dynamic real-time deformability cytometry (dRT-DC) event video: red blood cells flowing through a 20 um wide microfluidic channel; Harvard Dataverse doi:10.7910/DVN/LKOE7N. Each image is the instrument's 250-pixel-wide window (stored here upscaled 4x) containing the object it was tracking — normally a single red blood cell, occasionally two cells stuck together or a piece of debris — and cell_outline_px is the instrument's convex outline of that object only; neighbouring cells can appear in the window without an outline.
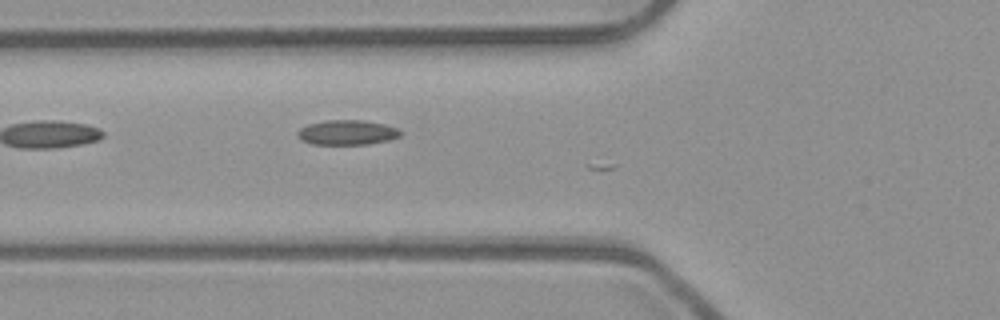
{"species": "common noctule bat (a hibernating species)", "species_latin": "Nyctalus noctula", "temperature_condition": "room temperature", "stored_images_in_passage": 5, "camera_frame_rate_fps": 3000, "um_per_image_px": 0.085, "animal": {"sex": "male", "body_mass_g": 23.1, "forearm_length_mm": 52.7}, "frame": {"image": 1, "passage_image": 2, "time_ms": 0.333, "image_size_px": [1000, 320], "cell_outline_px": [[400, 136], [388, 140], [368, 144], [312, 144], [300, 140], [296, 132], [300, 128], [308, 124], [328, 120], [364, 120], [384, 124], [396, 128], [400, 132]], "centroid_in_image_um": [29.46, 11.26], "position_along_channel_um": 96.3, "area_um2": 14.8}}